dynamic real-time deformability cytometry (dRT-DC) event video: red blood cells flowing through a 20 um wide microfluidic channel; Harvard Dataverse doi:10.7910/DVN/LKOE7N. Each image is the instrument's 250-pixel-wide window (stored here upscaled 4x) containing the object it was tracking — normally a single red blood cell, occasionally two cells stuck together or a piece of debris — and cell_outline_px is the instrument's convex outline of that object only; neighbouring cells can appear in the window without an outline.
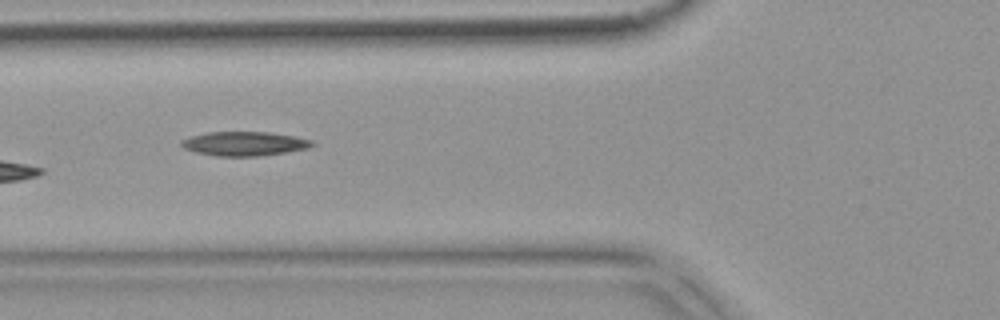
{"species": "common noctule bat (a hibernating species)", "species_latin": "Nyctalus noctula", "temperature_condition": "warm", "stored_images_in_passage": 6, "camera_frame_rate_fps": 3000, "um_per_image_px": 0.085, "animal": {"sex": "female", "body_mass_g": 18.4}, "frame": {"image": 1, "passage_image": 5, "time_ms": 1.333, "image_size_px": [1000, 320], "cell_outline_px": [[316, 144], [308, 148], [288, 152], [260, 156], [216, 156], [196, 152], [184, 148], [180, 144], [180, 140], [192, 136], [208, 132], [268, 132], [292, 136], [312, 140]], "centroid_in_image_um": [20.77, 12.22], "position_along_channel_um": 105.0, "area_um2": 18.38}}
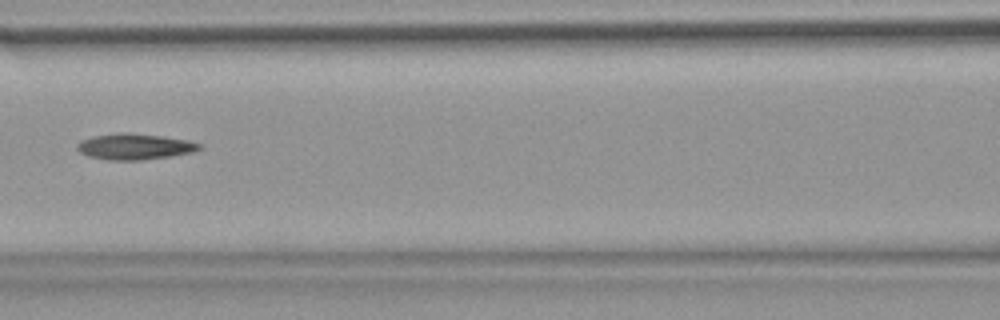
{"frame": {"image": 2, "passage_image": 6, "time_ms": 1.667, "image_size_px": [1000, 320], "cell_outline_px": [[204, 148], [192, 152], [168, 156], [140, 160], [108, 160], [88, 156], [80, 152], [76, 148], [76, 144], [80, 140], [92, 136], [120, 132], [128, 132], [160, 136], [188, 140], [200, 144]], "centroid_in_image_um": [11.4, 12.45], "position_along_channel_um": 155.2, "area_um2": 18.5}}